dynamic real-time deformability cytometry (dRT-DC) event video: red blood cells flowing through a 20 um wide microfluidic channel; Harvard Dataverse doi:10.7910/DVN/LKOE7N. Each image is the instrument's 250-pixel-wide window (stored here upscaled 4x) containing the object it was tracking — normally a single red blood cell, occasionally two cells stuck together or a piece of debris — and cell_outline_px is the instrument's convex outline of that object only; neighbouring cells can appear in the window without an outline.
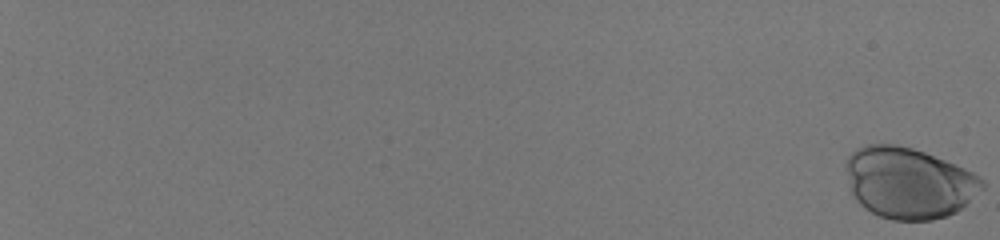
{"species": "human", "species_latin": "Homo sapiens", "temperature_condition": "room temperature", "stored_images_in_passage": 55, "camera_frame_rate_fps": 3000, "um_per_image_px": 0.085, "donor": {"sex": "male"}, "frame": {"image": 1, "passage_image": 1, "time_ms": 0.0, "image_size_px": [1000, 240], "cell_outline_px": [[984, 188], [956, 212], [948, 216], [932, 220], [892, 220], [880, 216], [864, 208], [852, 196], [848, 172], [848, 156], [856, 148], [868, 144], [896, 144], [912, 148], [924, 152], [964, 168], [980, 176], [984, 180]], "centroid_in_image_um": [77.27, 15.55], "position_along_channel_um": 7.7, "area_um2": 56.12}}
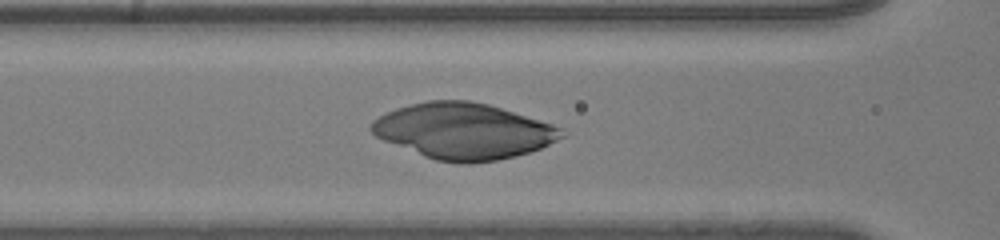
{"frame": {"image": 2, "passage_image": 33, "time_ms": 10.667, "image_size_px": [1000, 240], "cell_outline_px": [[564, 136], [540, 148], [516, 156], [496, 160], [468, 164], [464, 164], [436, 160], [424, 156], [384, 140], [376, 136], [368, 128], [372, 120], [396, 108], [428, 100], [468, 100], [488, 104], [552, 124], [564, 128]], "centroid_in_image_um": [39.39, 11.14], "position_along_channel_um": 127.2, "area_um2": 61.5}}
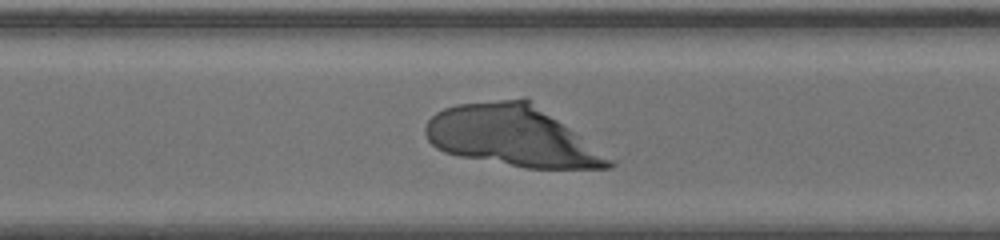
{"frame": {"image": 3, "passage_image": 48, "time_ms": 15.667, "image_size_px": [1000, 240], "cell_outline_px": [[616, 164], [612, 168], [528, 168], [460, 156], [444, 152], [436, 148], [428, 140], [424, 132], [424, 128], [428, 120], [436, 112], [444, 108], [456, 104], [500, 100], [528, 100], [580, 136], [612, 160]], "centroid_in_image_um": [43.47, 11.59], "position_along_channel_um": 327.1, "area_um2": 63.35}}